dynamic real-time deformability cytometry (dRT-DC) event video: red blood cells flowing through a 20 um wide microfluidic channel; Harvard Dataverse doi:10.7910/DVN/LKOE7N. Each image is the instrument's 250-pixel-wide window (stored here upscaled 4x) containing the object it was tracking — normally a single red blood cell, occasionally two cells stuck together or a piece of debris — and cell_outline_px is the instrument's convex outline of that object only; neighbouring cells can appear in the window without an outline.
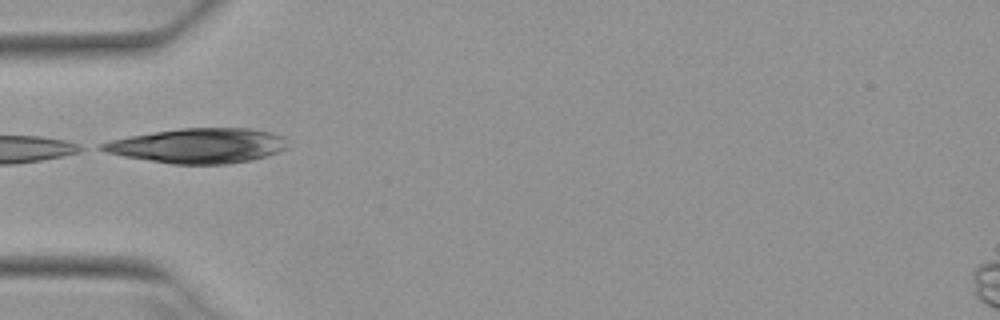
{"species": "Egyptian fruit bat (a non-hibernating species)", "species_latin": "Rousettus aegyptiacus", "temperature_condition": "warm", "stored_images_in_passage": 22, "camera_frame_rate_fps": 3000, "um_per_image_px": 0.085, "animal": {"sex": "female"}, "frame": {"image": 1, "passage_image": 1, "time_ms": 0.0, "image_size_px": [1000, 320], "cell_outline_px": [[292, 144], [288, 148], [280, 152], [268, 156], [252, 160], [228, 164], [172, 164], [124, 156], [104, 152], [96, 148], [96, 144], [128, 136], [152, 132], [180, 128], [252, 128], [272, 132], [284, 136]], "centroid_in_image_um": [16.9, 12.38], "position_along_channel_um": 68.1, "area_um2": 38.38}}
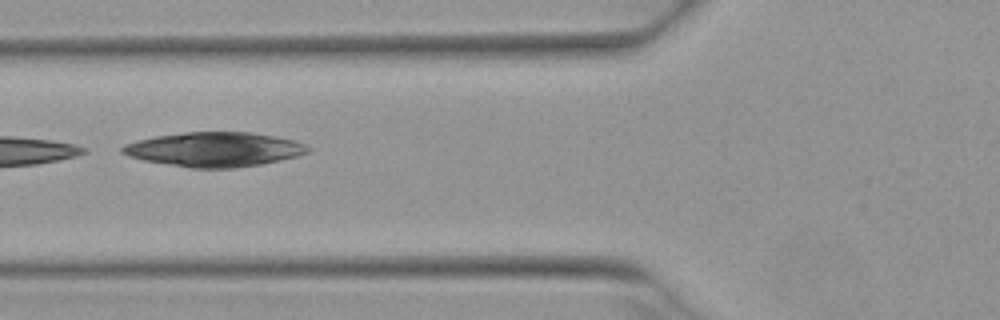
{"frame": {"image": 2, "passage_image": 4, "time_ms": 1.0, "image_size_px": [1000, 320], "cell_outline_px": [[312, 148], [308, 152], [296, 156], [280, 160], [260, 164], [232, 168], [192, 168], [144, 160], [128, 156], [120, 152], [120, 148], [124, 144], [136, 140], [156, 136], [184, 132], [252, 132], [276, 136], [292, 140], [304, 144]], "centroid_in_image_um": [18.2, 12.69], "position_along_channel_um": 107.6, "area_um2": 37.17}}